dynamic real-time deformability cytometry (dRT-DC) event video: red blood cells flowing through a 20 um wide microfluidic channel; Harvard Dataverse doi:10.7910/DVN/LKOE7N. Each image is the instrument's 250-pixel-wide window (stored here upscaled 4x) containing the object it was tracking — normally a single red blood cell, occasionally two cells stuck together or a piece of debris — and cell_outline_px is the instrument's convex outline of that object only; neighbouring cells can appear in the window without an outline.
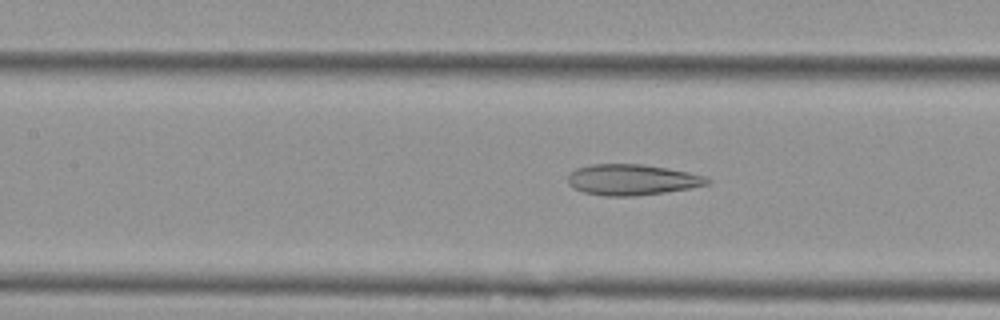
{"species": "Egyptian fruit bat (a non-hibernating species)", "species_latin": "Rousettus aegyptiacus", "temperature_condition": "cold", "stored_images_in_passage": 55, "camera_frame_rate_fps": 3000, "um_per_image_px": 0.085, "animal": {"sex": "female"}, "frame": {"image": 1, "passage_image": 24, "time_ms": 7.667, "image_size_px": [1000, 320], "cell_outline_px": [[712, 180], [708, 184], [688, 188], [664, 192], [632, 196], [604, 196], [584, 192], [572, 188], [568, 184], [568, 176], [576, 168], [592, 164], [640, 164], [668, 168], [688, 172], [704, 176]], "centroid_in_image_um": [53.69, 15.27], "position_along_channel_um": 153.7, "area_um2": 24.91}}
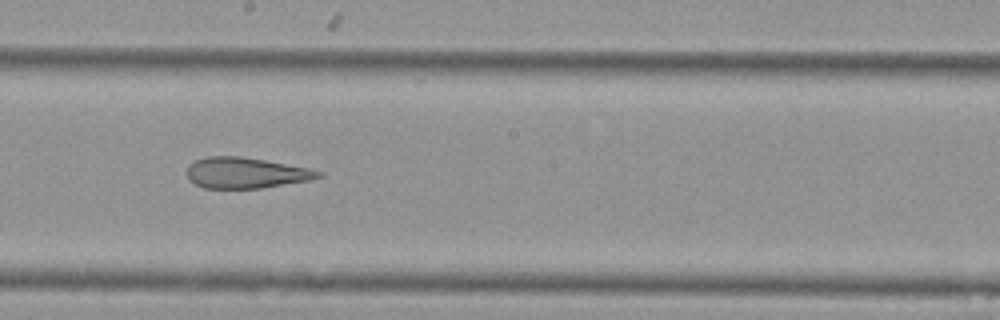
{"frame": {"image": 2, "passage_image": 30, "time_ms": 9.667, "image_size_px": [1000, 320], "cell_outline_px": [[324, 176], [308, 180], [260, 188], [204, 188], [188, 180], [188, 164], [196, 160], [208, 156], [240, 156], [264, 160], [308, 168], [324, 172]], "centroid_in_image_um": [20.88, 14.69], "position_along_channel_um": 227.3, "area_um2": 23.41}}
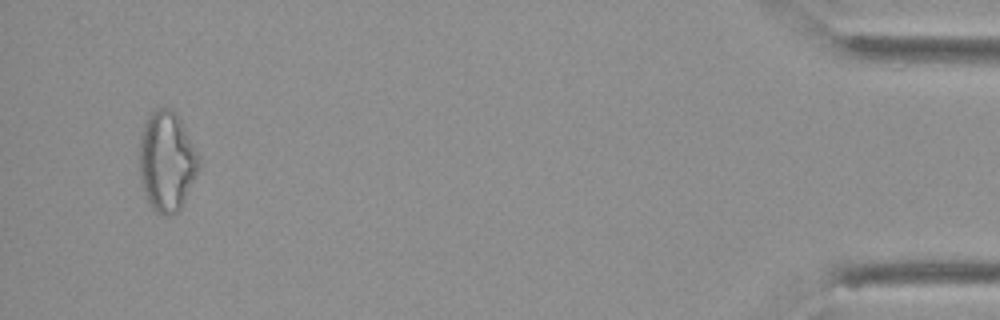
{"frame": {"image": 3, "passage_image": 52, "time_ms": 17.0, "image_size_px": [1000, 320], "cell_outline_px": [[200, 168], [180, 208], [176, 212], [168, 216], [160, 216], [148, 204], [144, 196], [140, 180], [140, 136], [144, 124], [148, 116], [156, 108], [172, 108], [176, 112], [200, 160]], "centroid_in_image_um": [14.15, 13.74], "position_along_channel_um": 421.1, "area_um2": 34.56}, "authors_computed_cell_mechanics": {"area_um2": 29.2468, "velocity_mm_per_s": 3.7006, "shape_relaxation_time_tau1_ms": null, "shape_relaxation_time_tau2_ms": 3.616, "deformation_change_tau1": null, "deformation_change_tau2": 0.1522}}